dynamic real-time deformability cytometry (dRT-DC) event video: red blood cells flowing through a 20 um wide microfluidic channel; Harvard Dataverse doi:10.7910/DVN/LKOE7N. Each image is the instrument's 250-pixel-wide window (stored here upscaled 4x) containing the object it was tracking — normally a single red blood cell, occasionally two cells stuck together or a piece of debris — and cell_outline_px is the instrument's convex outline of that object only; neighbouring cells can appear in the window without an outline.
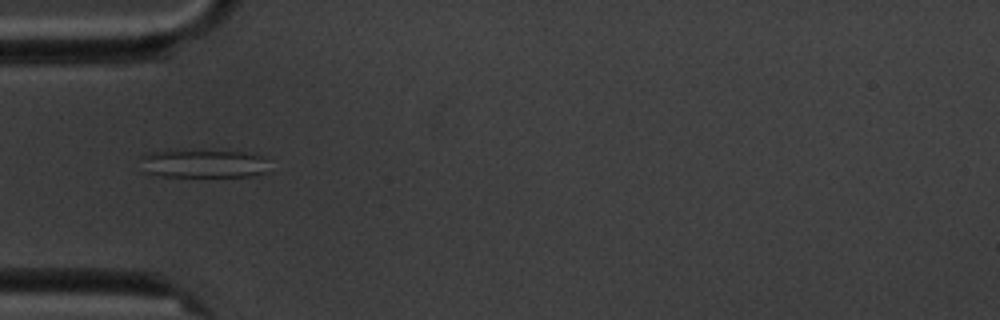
{"species": "common noctule bat (a hibernating species)", "species_latin": "Nyctalus noctula", "temperature_condition": "cold", "stored_images_in_passage": 5, "camera_frame_rate_fps": 3000, "um_per_image_px": 0.085, "animal": {"sex": "male", "body_mass_g": 20.1, "forearm_length_mm": 53.5}, "frame": {"image": 1, "passage_image": 4, "time_ms": 3.667, "image_size_px": [1000, 320], "cell_outline_px": [[268, 160], [264, 172], [252, 176], [160, 176], [144, 172], [140, 156], [144, 152], [244, 152], [264, 156]], "centroid_in_image_um": [17.27, 13.93], "position_along_channel_um": 67.7, "area_um2": 20.63}}
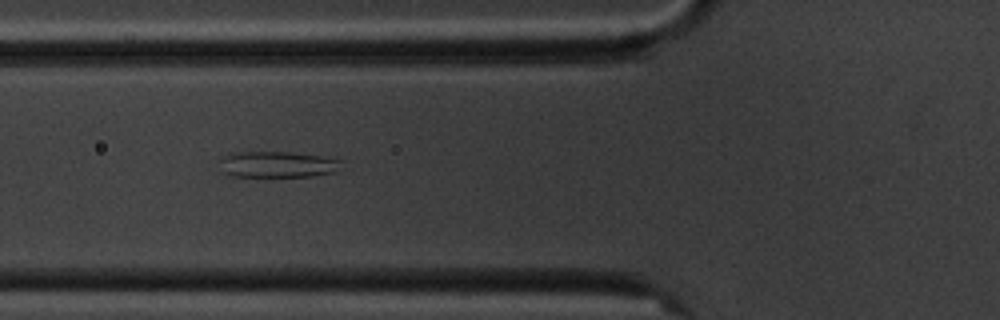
{"frame": {"image": 2, "passage_image": 5, "time_ms": 4.667, "image_size_px": [1000, 320], "cell_outline_px": [[340, 160], [336, 172], [312, 176], [228, 176], [220, 172], [216, 160], [232, 152], [288, 152], [320, 156]], "centroid_in_image_um": [23.42, 13.98], "position_along_channel_um": 102.4, "area_um2": 18.67}}